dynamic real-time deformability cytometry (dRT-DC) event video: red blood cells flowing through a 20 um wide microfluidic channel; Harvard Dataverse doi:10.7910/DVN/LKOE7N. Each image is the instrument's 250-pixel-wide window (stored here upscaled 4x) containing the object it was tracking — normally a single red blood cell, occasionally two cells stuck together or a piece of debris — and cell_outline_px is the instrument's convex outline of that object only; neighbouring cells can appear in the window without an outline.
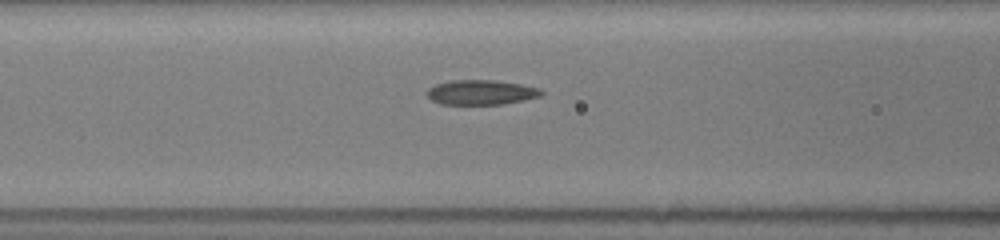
{"species": "common noctule bat (a hibernating species)", "species_latin": "Nyctalus noctula", "temperature_condition": "room temperature", "stored_images_in_passage": 34, "camera_frame_rate_fps": 3000, "um_per_image_px": 0.085, "animal": {"sex": "female", "body_mass_g": 19.5, "forearm_length_mm": 54.1}, "frame": {"image": 1, "passage_image": 20, "time_ms": 4.333, "image_size_px": [1000, 240], "cell_outline_px": [[544, 92], [540, 96], [500, 104], [440, 104], [432, 100], [428, 96], [428, 88], [436, 84], [452, 80], [496, 80], [520, 84], [540, 88]], "centroid_in_image_um": [40.88, 7.84], "position_along_channel_um": 125.7, "area_um2": 16.3}}
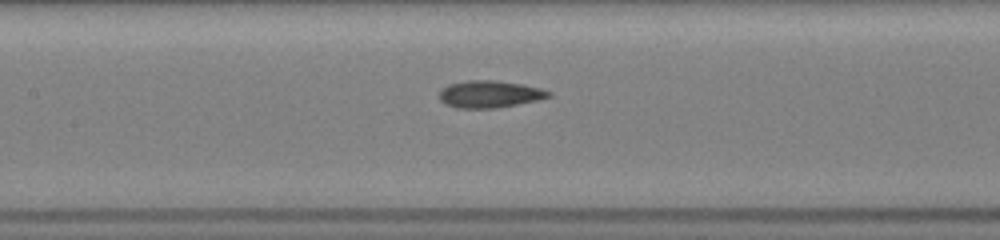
{"frame": {"image": 2, "passage_image": 25, "time_ms": 5.333, "image_size_px": [1000, 240], "cell_outline_px": [[552, 96], [536, 100], [496, 108], [456, 108], [444, 104], [440, 100], [440, 92], [448, 84], [468, 80], [492, 80], [520, 84], [540, 88], [552, 92]], "centroid_in_image_um": [41.6, 8.0], "position_along_channel_um": 165.8, "area_um2": 17.11}}
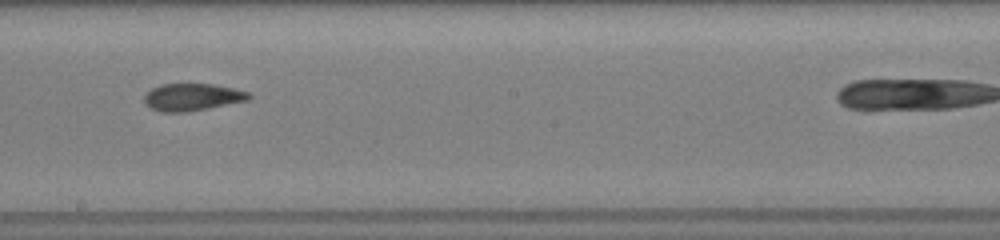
{"frame": {"image": 3, "passage_image": 31, "time_ms": 7.0, "image_size_px": [1000, 240], "cell_outline_px": [[252, 96], [248, 100], [188, 112], [160, 112], [148, 108], [144, 104], [144, 96], [152, 88], [160, 84], [212, 84], [232, 88], [248, 92]], "centroid_in_image_um": [16.29, 8.26], "position_along_channel_um": 231.9, "area_um2": 16.65}}